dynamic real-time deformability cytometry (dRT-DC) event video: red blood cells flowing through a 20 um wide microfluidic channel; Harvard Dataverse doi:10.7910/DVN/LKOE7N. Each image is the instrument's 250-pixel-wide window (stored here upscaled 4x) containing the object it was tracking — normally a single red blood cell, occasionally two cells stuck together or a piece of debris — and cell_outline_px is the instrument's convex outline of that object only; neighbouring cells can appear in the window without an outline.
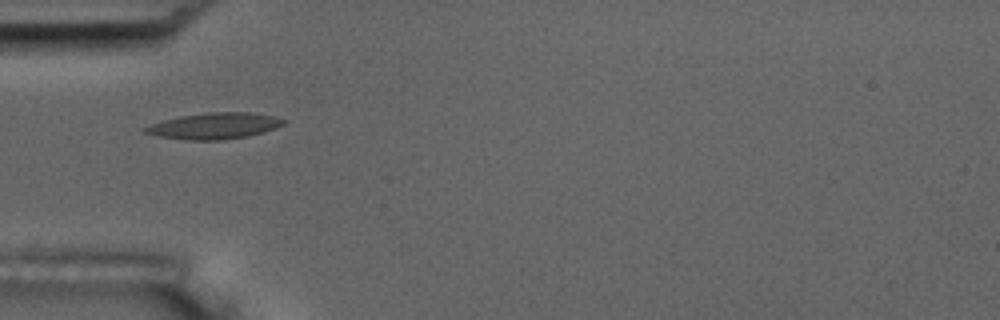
{"species": "common noctule bat (a hibernating species)", "species_latin": "Nyctalus noctula", "temperature_condition": "room temperature", "stored_images_in_passage": 3, "camera_frame_rate_fps": 3000, "um_per_image_px": 0.085, "animal": {"sex": "male", "body_mass_g": 17.5, "forearm_length_mm": 52.3}, "frame": {"image": 1, "passage_image": 1, "time_ms": 0.0, "image_size_px": [1000, 320], "cell_outline_px": [[288, 120], [284, 124], [264, 132], [244, 136], [220, 140], [184, 140], [160, 136], [144, 132], [144, 128], [152, 124], [164, 120], [180, 116], [204, 112], [252, 112], [276, 116]], "centroid_in_image_um": [18.26, 10.68], "position_along_channel_um": 66.7, "area_um2": 21.04}}